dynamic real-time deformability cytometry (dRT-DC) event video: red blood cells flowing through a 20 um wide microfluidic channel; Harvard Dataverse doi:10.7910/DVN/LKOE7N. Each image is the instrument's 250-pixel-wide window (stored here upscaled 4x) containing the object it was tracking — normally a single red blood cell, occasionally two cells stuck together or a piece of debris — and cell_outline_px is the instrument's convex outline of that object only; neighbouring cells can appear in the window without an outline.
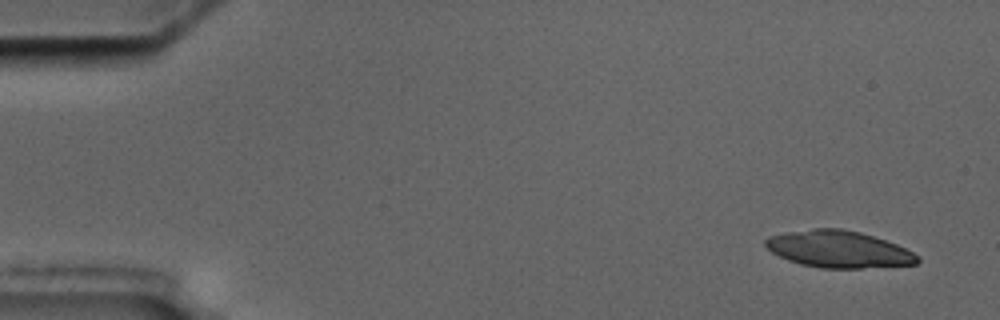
{"species": "common noctule bat (a hibernating species)", "species_latin": "Nyctalus noctula", "temperature_condition": "cold", "stored_images_in_passage": 4, "camera_frame_rate_fps": 3000, "um_per_image_px": 0.085, "animal": {"sex": "male", "body_mass_g": 17.5, "forearm_length_mm": 52.3}, "frame": {"image": 1, "passage_image": 1, "time_ms": 0.0, "image_size_px": [1000, 320], "cell_outline_px": [[920, 260], [916, 264], [860, 268], [820, 268], [800, 264], [788, 260], [772, 252], [764, 244], [764, 240], [768, 236], [784, 232], [812, 228], [840, 228], [860, 232], [896, 244], [912, 252]], "centroid_in_image_um": [71.22, 21.17], "position_along_channel_um": 13.8, "area_um2": 32.54}}